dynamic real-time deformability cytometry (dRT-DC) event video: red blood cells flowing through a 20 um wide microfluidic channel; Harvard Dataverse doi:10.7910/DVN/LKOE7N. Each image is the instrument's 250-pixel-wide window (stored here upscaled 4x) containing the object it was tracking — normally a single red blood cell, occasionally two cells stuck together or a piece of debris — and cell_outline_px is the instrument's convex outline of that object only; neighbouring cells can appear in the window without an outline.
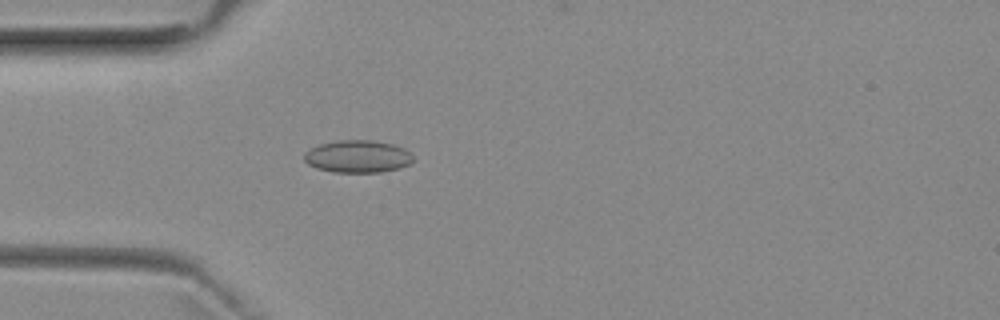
{"species": "common noctule bat (a hibernating species)", "species_latin": "Nyctalus noctula", "temperature_condition": "room temperature", "stored_images_in_passage": 45, "camera_frame_rate_fps": 3000, "um_per_image_px": 0.085, "animal": {"sex": "female", "body_mass_g": 29.2, "forearm_length_mm": 56.3}, "frame": {"image": 1, "passage_image": 8, "time_ms": 2.333, "image_size_px": [1000, 320], "cell_outline_px": [[412, 160], [408, 164], [400, 168], [380, 172], [332, 172], [316, 168], [308, 164], [304, 160], [304, 152], [320, 144], [336, 140], [372, 140], [392, 144], [404, 148], [412, 156]], "centroid_in_image_um": [30.37, 13.3], "position_along_channel_um": 54.6, "area_um2": 20.52}}
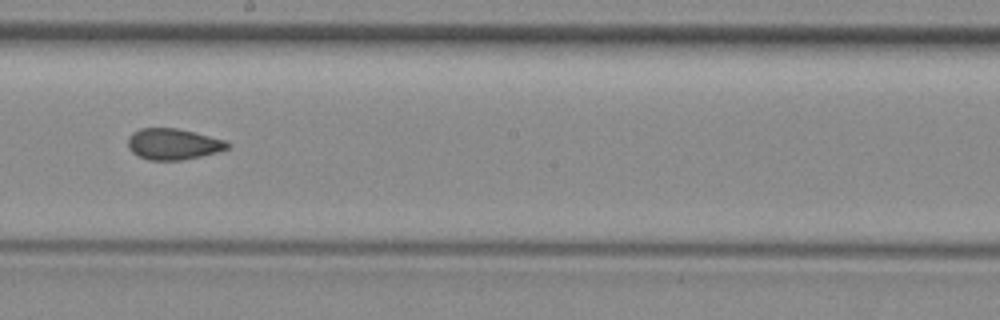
{"frame": {"image": 2, "passage_image": 22, "time_ms": 7.0, "image_size_px": [1000, 320], "cell_outline_px": [[232, 144], [228, 148], [216, 152], [184, 160], [148, 160], [132, 152], [128, 148], [128, 136], [132, 132], [140, 128], [176, 128], [224, 140]], "centroid_in_image_um": [14.69, 12.25], "position_along_channel_um": 233.5, "area_um2": 17.92}}
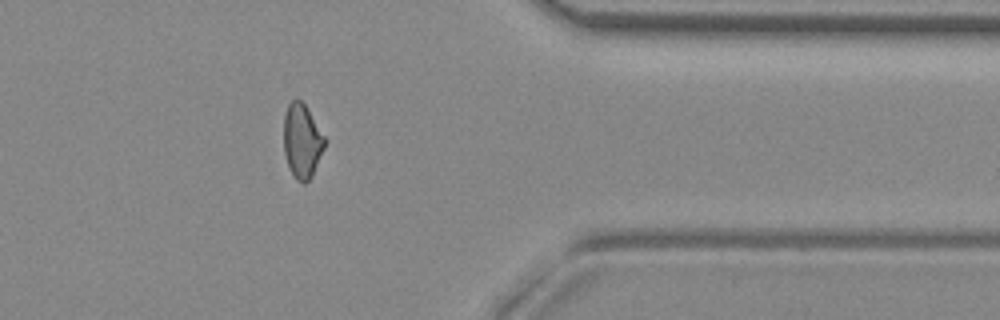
{"frame": {"image": 3, "passage_image": 35, "time_ms": 11.333, "image_size_px": [1000, 320], "cell_outline_px": [[328, 140], [312, 176], [304, 184], [296, 180], [288, 168], [284, 152], [284, 116], [288, 104], [292, 100], [300, 100], [304, 104]], "centroid_in_image_um": [25.68, 12.01], "position_along_channel_um": 385.7, "area_um2": 17.86}, "authors_computed_cell_mechanics": {"area_um2": 18.2648, "velocity_mm_per_s": 3.9408, "shape_relaxation_time_tau1_ms": null, "shape_relaxation_time_tau2_ms": 2.6538, "deformation_change_tau1": null, "deformation_change_tau2": 0.0697}}